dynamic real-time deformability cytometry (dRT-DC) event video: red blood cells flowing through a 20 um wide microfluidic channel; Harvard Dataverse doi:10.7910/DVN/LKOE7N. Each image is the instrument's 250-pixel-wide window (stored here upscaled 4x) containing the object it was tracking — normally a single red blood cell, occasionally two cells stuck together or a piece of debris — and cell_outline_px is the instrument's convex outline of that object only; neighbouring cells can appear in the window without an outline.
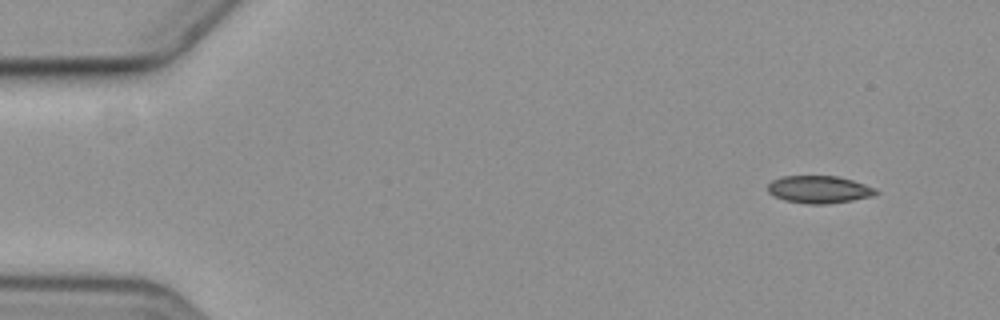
{"species": "common noctule bat (a hibernating species)", "species_latin": "Nyctalus noctula", "temperature_condition": "cold", "stored_images_in_passage": 3, "camera_frame_rate_fps": 3000, "um_per_image_px": 0.085, "animal": {"sex": "female", "body_mass_g": 19.3, "forearm_length_mm": 54.1}, "frame": {"image": 1, "passage_image": 1, "time_ms": 0.0, "image_size_px": [1000, 320], "cell_outline_px": [[880, 192], [868, 196], [852, 200], [824, 204], [808, 204], [784, 200], [772, 196], [768, 192], [768, 184], [772, 180], [780, 176], [840, 176], [876, 188]], "centroid_in_image_um": [69.57, 16.09], "position_along_channel_um": 15.4, "area_um2": 17.28}}